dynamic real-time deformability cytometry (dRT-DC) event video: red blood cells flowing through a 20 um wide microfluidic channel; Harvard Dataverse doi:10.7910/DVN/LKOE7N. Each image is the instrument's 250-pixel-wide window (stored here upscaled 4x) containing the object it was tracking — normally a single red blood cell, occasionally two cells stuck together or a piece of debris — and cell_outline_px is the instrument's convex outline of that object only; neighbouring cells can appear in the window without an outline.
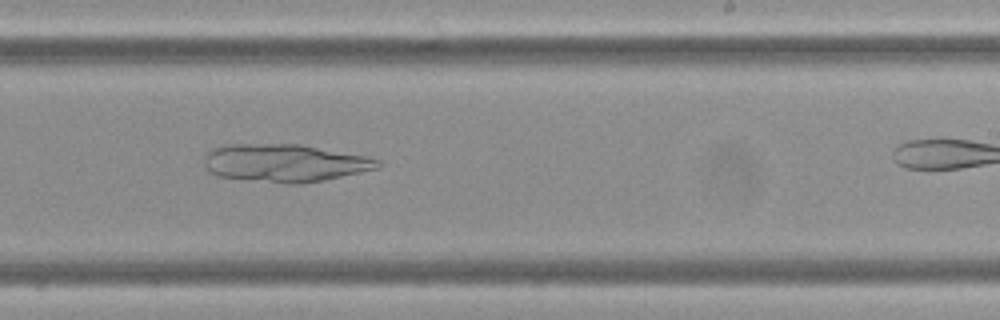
{"species": "Egyptian fruit bat (a non-hibernating species)", "species_latin": "Rousettus aegyptiacus", "temperature_condition": "cold", "stored_images_in_passage": 26, "camera_frame_rate_fps": 3000, "um_per_image_px": 0.085, "frame": {"image": 1, "passage_image": 22, "time_ms": 7.0, "image_size_px": [1000, 320], "cell_outline_px": [[384, 164], [380, 168], [324, 180], [304, 184], [284, 184], [220, 176], [208, 172], [204, 164], [204, 156], [212, 148], [228, 144], [300, 144], [368, 156], [380, 160]], "centroid_in_image_um": [24.24, 13.85], "position_along_channel_um": 264.8, "area_um2": 38.61}}